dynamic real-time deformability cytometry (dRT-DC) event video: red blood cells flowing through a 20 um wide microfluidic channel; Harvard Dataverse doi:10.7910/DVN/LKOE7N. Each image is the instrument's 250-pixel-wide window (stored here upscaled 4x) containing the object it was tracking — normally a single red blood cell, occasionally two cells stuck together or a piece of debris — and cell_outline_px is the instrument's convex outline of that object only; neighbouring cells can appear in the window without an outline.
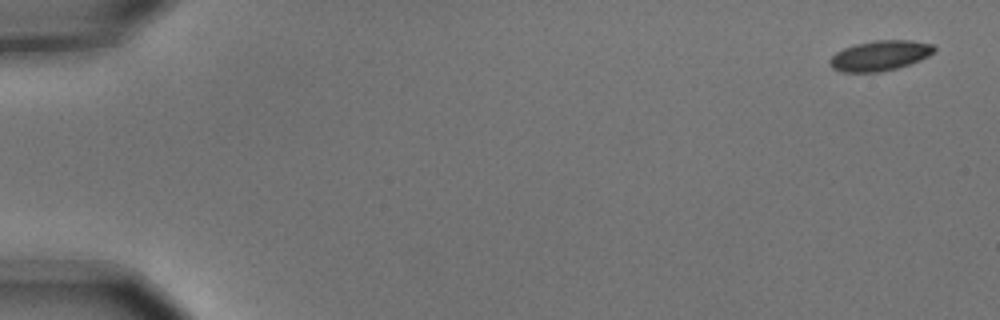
{"species": "common noctule bat (a hibernating species)", "species_latin": "Nyctalus noctula", "temperature_condition": "cold", "stored_images_in_passage": 7, "camera_frame_rate_fps": 3000, "um_per_image_px": 0.085, "animal": {"sex": "male", "body_mass_g": 15.6}, "frame": {"image": 1, "passage_image": 1, "time_ms": 0.0, "image_size_px": [1000, 320], "cell_outline_px": [[936, 52], [920, 60], [896, 68], [880, 72], [844, 72], [832, 68], [828, 64], [828, 60], [836, 52], [844, 48], [856, 44], [876, 40], [912, 40], [932, 44], [936, 48]], "centroid_in_image_um": [74.79, 4.72], "position_along_channel_um": 10.2, "area_um2": 18.38}}
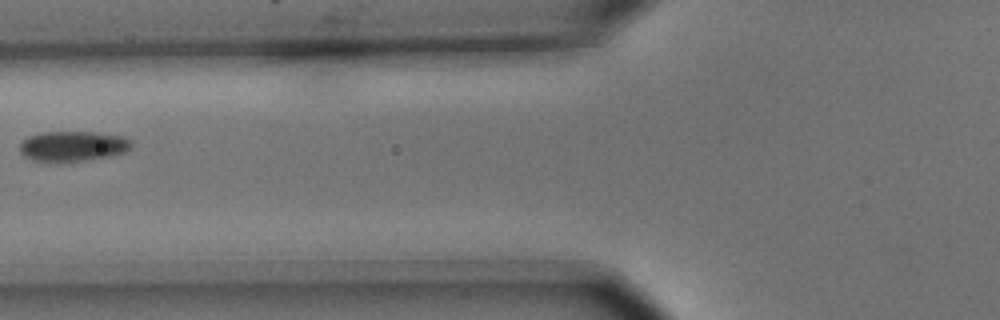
{"frame": {"image": 2, "passage_image": 6, "time_ms": 1.667, "image_size_px": [1000, 320], "cell_outline_px": [[132, 148], [124, 152], [92, 160], [64, 164], [56, 164], [32, 160], [24, 156], [20, 152], [20, 144], [28, 136], [44, 132], [100, 132], [124, 136], [132, 140]], "centroid_in_image_um": [6.2, 12.46], "position_along_channel_um": 119.6, "area_um2": 20.46}}
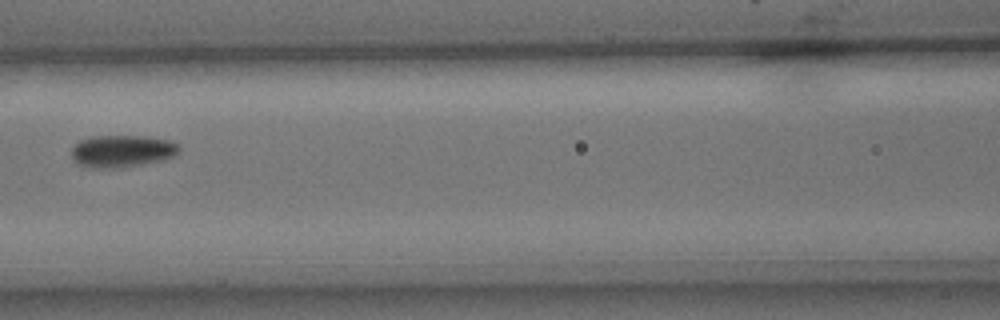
{"frame": {"image": 3, "passage_image": 7, "time_ms": 2.0, "image_size_px": [1000, 320], "cell_outline_px": [[180, 152], [164, 160], [124, 168], [92, 168], [76, 164], [72, 160], [72, 148], [80, 140], [92, 136], [148, 136], [168, 140], [176, 144], [180, 148]], "centroid_in_image_um": [10.36, 12.86], "position_along_channel_um": 156.2, "area_um2": 20.46}}